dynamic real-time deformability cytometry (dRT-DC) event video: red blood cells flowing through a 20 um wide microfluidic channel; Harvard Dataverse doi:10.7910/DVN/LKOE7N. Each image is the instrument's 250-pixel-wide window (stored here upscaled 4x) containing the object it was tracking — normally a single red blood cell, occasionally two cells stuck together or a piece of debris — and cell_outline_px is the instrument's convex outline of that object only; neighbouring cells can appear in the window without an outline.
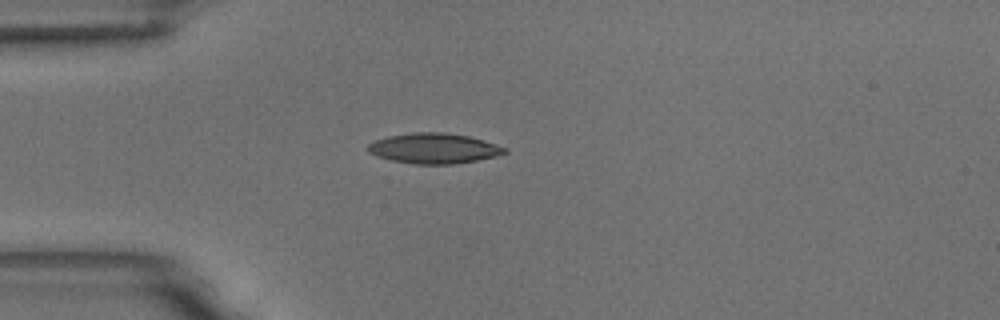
{"species": "common noctule bat (a hibernating species)", "species_latin": "Nyctalus noctula", "temperature_condition": "room temperature", "stored_images_in_passage": 40, "camera_frame_rate_fps": 3000, "um_per_image_px": 0.085, "animal": {"sex": "male", "body_mass_g": 18.8}, "frame": {"image": 1, "passage_image": 1, "time_ms": 0.0, "image_size_px": [1000, 320], "cell_outline_px": [[508, 152], [496, 156], [476, 160], [452, 164], [416, 164], [392, 160], [376, 156], [368, 152], [368, 144], [376, 140], [388, 136], [412, 132], [444, 132], [468, 136], [508, 148]], "centroid_in_image_um": [36.87, 12.61], "position_along_channel_um": 48.1, "area_um2": 23.99}}
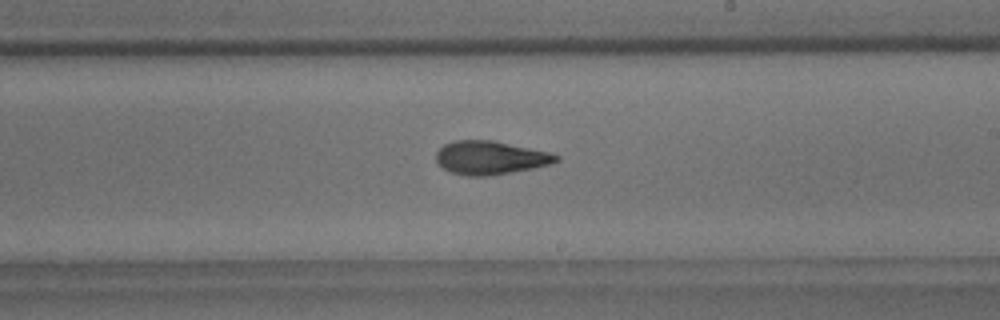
{"frame": {"image": 2, "passage_image": 18, "time_ms": 5.667, "image_size_px": [1000, 320], "cell_outline_px": [[560, 160], [552, 164], [512, 172], [488, 176], [468, 176], [452, 172], [444, 168], [436, 160], [436, 152], [444, 144], [456, 140], [492, 140], [548, 152], [560, 156]], "centroid_in_image_um": [41.68, 13.4], "position_along_channel_um": 247.3, "area_um2": 23.24}}
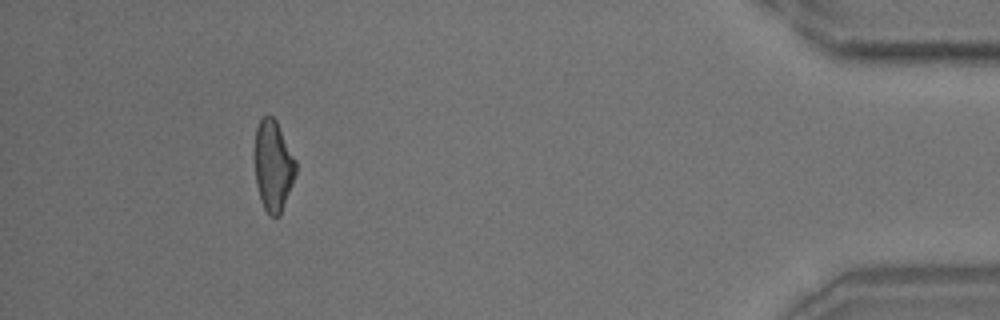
{"frame": {"image": 3, "passage_image": 36, "time_ms": 11.667, "image_size_px": [1000, 320], "cell_outline_px": [[296, 172], [292, 184], [280, 216], [272, 216], [264, 208], [260, 200], [256, 184], [256, 128], [260, 120], [268, 112], [276, 120], [296, 160]], "centroid_in_image_um": [23.23, 14.08], "position_along_channel_um": 412.0, "area_um2": 21.44}, "authors_computed_cell_mechanics": {"area_um2": 22.8599, "velocity_mm_per_s": 3.744, "shape_relaxation_time_tau1_ms": 5.4488, "shape_relaxation_time_tau2_ms": 3.1281, "deformation_change_tau1": 0.156, "deformation_change_tau2": 0.1107}}